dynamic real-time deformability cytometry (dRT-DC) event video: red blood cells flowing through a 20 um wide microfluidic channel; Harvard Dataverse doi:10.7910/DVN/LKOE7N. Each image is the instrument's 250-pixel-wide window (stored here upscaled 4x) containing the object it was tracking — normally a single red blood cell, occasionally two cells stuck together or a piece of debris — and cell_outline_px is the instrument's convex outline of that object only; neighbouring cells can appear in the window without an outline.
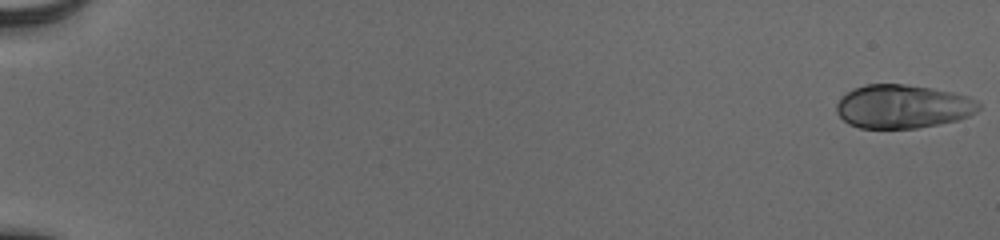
{"species": "human", "species_latin": "Homo sapiens", "temperature_condition": "cold", "stored_images_in_passage": 55, "camera_frame_rate_fps": 3000, "um_per_image_px": 0.085, "donor": {"sex": "male"}, "frame": {"image": 1, "passage_image": 1, "time_ms": 0.0, "image_size_px": [1000, 240], "cell_outline_px": [[980, 108], [976, 112], [968, 116], [956, 120], [916, 128], [860, 128], [848, 124], [836, 112], [836, 104], [840, 96], [852, 88], [864, 84], [904, 84], [932, 88], [952, 92], [968, 96], [976, 100], [980, 104]], "centroid_in_image_um": [76.69, 9.04], "position_along_channel_um": 8.3, "area_um2": 36.3}}
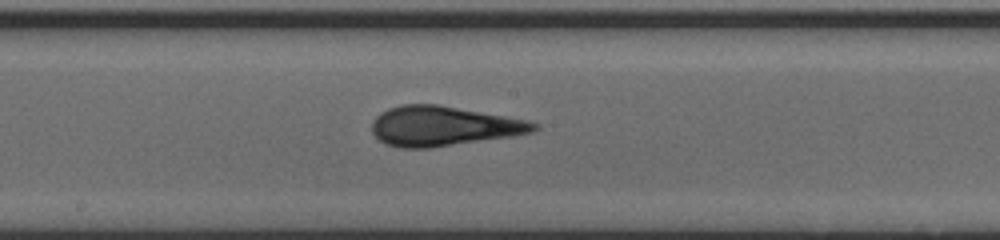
{"frame": {"image": 2, "passage_image": 32, "time_ms": 10.333, "image_size_px": [1000, 240], "cell_outline_px": [[540, 128], [532, 132], [512, 136], [428, 148], [400, 148], [384, 144], [372, 132], [372, 120], [380, 112], [388, 108], [400, 104], [436, 104], [528, 120], [540, 124]], "centroid_in_image_um": [37.66, 10.71], "position_along_channel_um": 210.5, "area_um2": 37.51}}
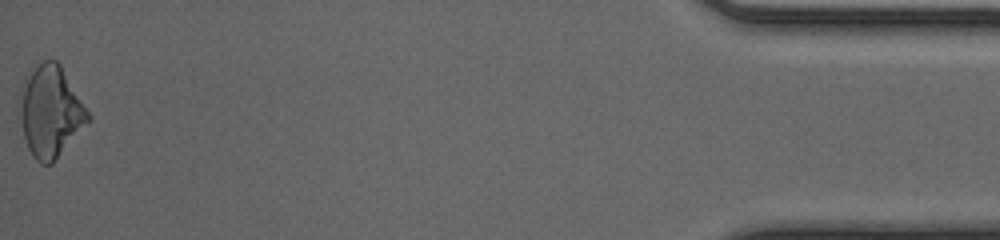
{"frame": {"image": 3, "passage_image": 55, "time_ms": 18.0, "image_size_px": [1000, 240], "cell_outline_px": [[92, 120], [52, 164], [40, 164], [32, 156], [28, 148], [24, 136], [16, 108], [20, 88], [24, 76], [36, 64], [44, 60], [56, 60], [60, 64], [92, 116]], "centroid_in_image_um": [4.26, 9.47], "position_along_channel_um": 430.9, "area_um2": 37.4}, "authors_computed_cell_mechanics": {"area_um2": 35.9516, "velocity_mm_per_s": 3.9401, "shape_relaxation_time_tau1_ms": 6.0932, "shape_relaxation_time_tau2_ms": 1.0643, "deformation_change_tau1": 0.181, "deformation_change_tau2": 0.0473}}